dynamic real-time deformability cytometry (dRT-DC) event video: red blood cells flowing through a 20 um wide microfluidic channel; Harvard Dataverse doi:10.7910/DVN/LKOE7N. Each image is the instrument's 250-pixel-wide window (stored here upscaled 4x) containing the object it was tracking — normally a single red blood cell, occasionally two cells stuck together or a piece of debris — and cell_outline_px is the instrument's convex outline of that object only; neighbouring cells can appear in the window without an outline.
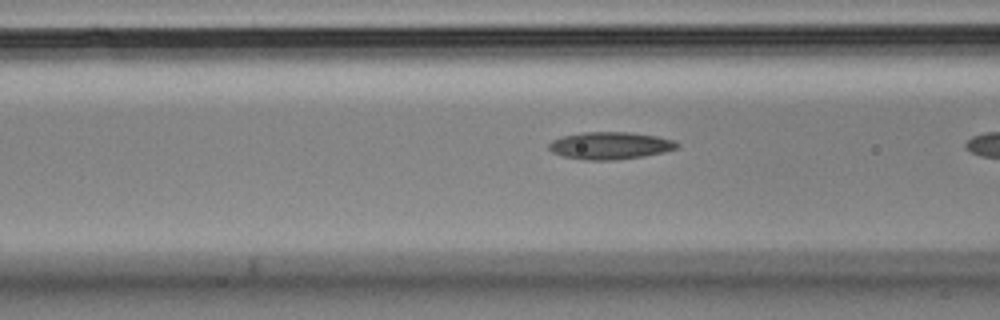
{"species": "Egyptian fruit bat (a non-hibernating species)", "species_latin": "Rousettus aegyptiacus", "temperature_condition": "cold", "stored_images_in_passage": 7, "camera_frame_rate_fps": 3000, "um_per_image_px": 0.085, "animal": {"sex": "male"}, "frame": {"image": 1, "passage_image": 6, "time_ms": 1.667, "image_size_px": [1000, 320], "cell_outline_px": [[680, 144], [676, 148], [664, 152], [644, 156], [616, 160], [584, 160], [564, 156], [552, 152], [548, 148], [548, 144], [552, 140], [564, 136], [584, 132], [628, 132], [656, 136], [676, 140]], "centroid_in_image_um": [51.88, 12.38], "position_along_channel_um": 114.7, "area_um2": 20.4}}